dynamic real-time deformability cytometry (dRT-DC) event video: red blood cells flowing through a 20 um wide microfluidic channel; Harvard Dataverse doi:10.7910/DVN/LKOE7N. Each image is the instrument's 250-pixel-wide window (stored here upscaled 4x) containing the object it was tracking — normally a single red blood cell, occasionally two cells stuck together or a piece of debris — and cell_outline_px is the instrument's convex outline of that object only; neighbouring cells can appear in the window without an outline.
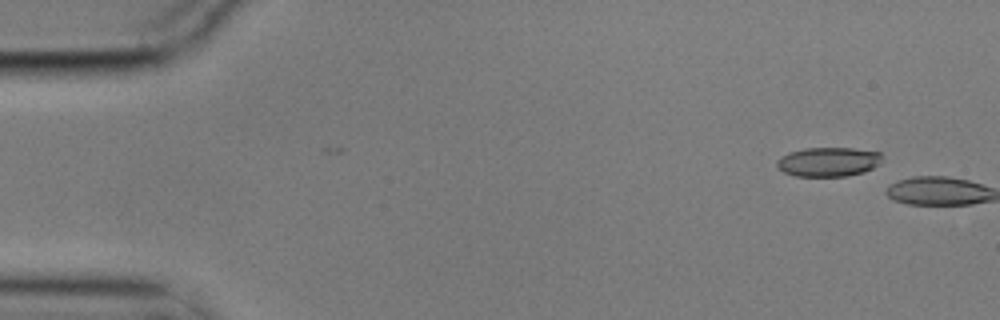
{"species": "common noctule bat (a hibernating species)", "species_latin": "Nyctalus noctula", "temperature_condition": "cold", "stored_images_in_passage": 2, "camera_frame_rate_fps": 3000, "um_per_image_px": 0.085, "animal": {"sex": "male", "body_mass_g": 17.9}, "frame": {"image": 1, "passage_image": 1, "time_ms": 0.0, "image_size_px": [1000, 320], "cell_outline_px": [[880, 160], [872, 168], [864, 172], [848, 176], [796, 176], [784, 172], [776, 164], [776, 160], [780, 156], [788, 152], [804, 148], [852, 148], [880, 152]], "centroid_in_image_um": [70.36, 13.75], "position_along_channel_um": 14.6, "area_um2": 17.86}}